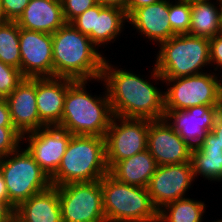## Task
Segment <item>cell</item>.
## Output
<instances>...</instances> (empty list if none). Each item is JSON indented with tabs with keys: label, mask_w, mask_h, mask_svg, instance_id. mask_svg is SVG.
I'll list each match as a JSON object with an SVG mask.
<instances>
[{
	"label": "cell",
	"mask_w": 222,
	"mask_h": 222,
	"mask_svg": "<svg viewBox=\"0 0 222 222\" xmlns=\"http://www.w3.org/2000/svg\"><path fill=\"white\" fill-rule=\"evenodd\" d=\"M66 23H71L87 9L97 5V0H61Z\"/></svg>",
	"instance_id": "f546056e"
},
{
	"label": "cell",
	"mask_w": 222,
	"mask_h": 222,
	"mask_svg": "<svg viewBox=\"0 0 222 222\" xmlns=\"http://www.w3.org/2000/svg\"><path fill=\"white\" fill-rule=\"evenodd\" d=\"M71 137L69 131L58 126H46L23 134L22 145L51 178L60 165Z\"/></svg>",
	"instance_id": "7c38bea8"
},
{
	"label": "cell",
	"mask_w": 222,
	"mask_h": 222,
	"mask_svg": "<svg viewBox=\"0 0 222 222\" xmlns=\"http://www.w3.org/2000/svg\"><path fill=\"white\" fill-rule=\"evenodd\" d=\"M164 110L222 106V76L212 70L179 78H163ZM166 90V91H165Z\"/></svg>",
	"instance_id": "ba28073f"
},
{
	"label": "cell",
	"mask_w": 222,
	"mask_h": 222,
	"mask_svg": "<svg viewBox=\"0 0 222 222\" xmlns=\"http://www.w3.org/2000/svg\"><path fill=\"white\" fill-rule=\"evenodd\" d=\"M127 19L132 30L155 46L176 35L169 22V0L135 9Z\"/></svg>",
	"instance_id": "e0dca14e"
},
{
	"label": "cell",
	"mask_w": 222,
	"mask_h": 222,
	"mask_svg": "<svg viewBox=\"0 0 222 222\" xmlns=\"http://www.w3.org/2000/svg\"><path fill=\"white\" fill-rule=\"evenodd\" d=\"M90 82L102 83L104 91L92 95L93 93L89 91ZM113 116L110 100L101 78L94 82L75 80L67 89L62 119L57 126L72 135L105 137Z\"/></svg>",
	"instance_id": "3957f363"
},
{
	"label": "cell",
	"mask_w": 222,
	"mask_h": 222,
	"mask_svg": "<svg viewBox=\"0 0 222 222\" xmlns=\"http://www.w3.org/2000/svg\"><path fill=\"white\" fill-rule=\"evenodd\" d=\"M191 0H169V22L176 34H188L190 28Z\"/></svg>",
	"instance_id": "4316f807"
},
{
	"label": "cell",
	"mask_w": 222,
	"mask_h": 222,
	"mask_svg": "<svg viewBox=\"0 0 222 222\" xmlns=\"http://www.w3.org/2000/svg\"><path fill=\"white\" fill-rule=\"evenodd\" d=\"M0 127H14L6 99H0Z\"/></svg>",
	"instance_id": "d6a6232c"
},
{
	"label": "cell",
	"mask_w": 222,
	"mask_h": 222,
	"mask_svg": "<svg viewBox=\"0 0 222 222\" xmlns=\"http://www.w3.org/2000/svg\"><path fill=\"white\" fill-rule=\"evenodd\" d=\"M71 24L100 49L113 44L128 25L125 11L97 4L76 17ZM127 24V25H126ZM126 26V27H125ZM109 44V45H108Z\"/></svg>",
	"instance_id": "8fae6325"
},
{
	"label": "cell",
	"mask_w": 222,
	"mask_h": 222,
	"mask_svg": "<svg viewBox=\"0 0 222 222\" xmlns=\"http://www.w3.org/2000/svg\"><path fill=\"white\" fill-rule=\"evenodd\" d=\"M101 187L106 222H158L147 188L124 184L109 173Z\"/></svg>",
	"instance_id": "8992f818"
},
{
	"label": "cell",
	"mask_w": 222,
	"mask_h": 222,
	"mask_svg": "<svg viewBox=\"0 0 222 222\" xmlns=\"http://www.w3.org/2000/svg\"><path fill=\"white\" fill-rule=\"evenodd\" d=\"M129 0H97L98 4L107 7H116L125 11L127 15V5Z\"/></svg>",
	"instance_id": "e575fe53"
},
{
	"label": "cell",
	"mask_w": 222,
	"mask_h": 222,
	"mask_svg": "<svg viewBox=\"0 0 222 222\" xmlns=\"http://www.w3.org/2000/svg\"><path fill=\"white\" fill-rule=\"evenodd\" d=\"M7 20L2 10L1 1H0V24L5 23Z\"/></svg>",
	"instance_id": "f35d334b"
},
{
	"label": "cell",
	"mask_w": 222,
	"mask_h": 222,
	"mask_svg": "<svg viewBox=\"0 0 222 222\" xmlns=\"http://www.w3.org/2000/svg\"><path fill=\"white\" fill-rule=\"evenodd\" d=\"M157 166L154 157L146 149L143 152L118 161L109 170V174L124 184L147 188Z\"/></svg>",
	"instance_id": "603a6c76"
},
{
	"label": "cell",
	"mask_w": 222,
	"mask_h": 222,
	"mask_svg": "<svg viewBox=\"0 0 222 222\" xmlns=\"http://www.w3.org/2000/svg\"><path fill=\"white\" fill-rule=\"evenodd\" d=\"M0 172L6 183L9 208L13 212L19 204L51 186L49 176L23 145L0 158Z\"/></svg>",
	"instance_id": "52a82bcc"
},
{
	"label": "cell",
	"mask_w": 222,
	"mask_h": 222,
	"mask_svg": "<svg viewBox=\"0 0 222 222\" xmlns=\"http://www.w3.org/2000/svg\"><path fill=\"white\" fill-rule=\"evenodd\" d=\"M74 81L64 77L36 78L38 114L46 126H57L61 122L66 92Z\"/></svg>",
	"instance_id": "d6986e66"
},
{
	"label": "cell",
	"mask_w": 222,
	"mask_h": 222,
	"mask_svg": "<svg viewBox=\"0 0 222 222\" xmlns=\"http://www.w3.org/2000/svg\"><path fill=\"white\" fill-rule=\"evenodd\" d=\"M195 178L190 162L157 166L147 186L154 207L159 210L164 205L188 197Z\"/></svg>",
	"instance_id": "4fadbf2b"
},
{
	"label": "cell",
	"mask_w": 222,
	"mask_h": 222,
	"mask_svg": "<svg viewBox=\"0 0 222 222\" xmlns=\"http://www.w3.org/2000/svg\"><path fill=\"white\" fill-rule=\"evenodd\" d=\"M14 128L21 134L46 127L40 120L36 104V78H24L5 98Z\"/></svg>",
	"instance_id": "ac0fdd59"
},
{
	"label": "cell",
	"mask_w": 222,
	"mask_h": 222,
	"mask_svg": "<svg viewBox=\"0 0 222 222\" xmlns=\"http://www.w3.org/2000/svg\"><path fill=\"white\" fill-rule=\"evenodd\" d=\"M209 53L211 70L222 76V32L209 39Z\"/></svg>",
	"instance_id": "4dcf8cb0"
},
{
	"label": "cell",
	"mask_w": 222,
	"mask_h": 222,
	"mask_svg": "<svg viewBox=\"0 0 222 222\" xmlns=\"http://www.w3.org/2000/svg\"><path fill=\"white\" fill-rule=\"evenodd\" d=\"M111 62L105 59L101 79L105 85L113 115L149 120L163 119L165 114L162 86L164 79L154 64L149 71L151 74L145 77V75H140V72L121 68V65ZM157 85L162 86V89Z\"/></svg>",
	"instance_id": "6da1fadb"
},
{
	"label": "cell",
	"mask_w": 222,
	"mask_h": 222,
	"mask_svg": "<svg viewBox=\"0 0 222 222\" xmlns=\"http://www.w3.org/2000/svg\"><path fill=\"white\" fill-rule=\"evenodd\" d=\"M190 161L195 181L200 176L208 183L222 182V148L212 132L206 134L198 147L192 148Z\"/></svg>",
	"instance_id": "7402d4cb"
},
{
	"label": "cell",
	"mask_w": 222,
	"mask_h": 222,
	"mask_svg": "<svg viewBox=\"0 0 222 222\" xmlns=\"http://www.w3.org/2000/svg\"><path fill=\"white\" fill-rule=\"evenodd\" d=\"M0 201H3L9 207L8 191L1 172H0Z\"/></svg>",
	"instance_id": "74e56055"
},
{
	"label": "cell",
	"mask_w": 222,
	"mask_h": 222,
	"mask_svg": "<svg viewBox=\"0 0 222 222\" xmlns=\"http://www.w3.org/2000/svg\"><path fill=\"white\" fill-rule=\"evenodd\" d=\"M148 130L149 119L113 116L105 135L108 169L118 161L145 151Z\"/></svg>",
	"instance_id": "30bf717a"
},
{
	"label": "cell",
	"mask_w": 222,
	"mask_h": 222,
	"mask_svg": "<svg viewBox=\"0 0 222 222\" xmlns=\"http://www.w3.org/2000/svg\"><path fill=\"white\" fill-rule=\"evenodd\" d=\"M190 18L189 35L210 39L222 32L217 0H191Z\"/></svg>",
	"instance_id": "cb8c5ba5"
},
{
	"label": "cell",
	"mask_w": 222,
	"mask_h": 222,
	"mask_svg": "<svg viewBox=\"0 0 222 222\" xmlns=\"http://www.w3.org/2000/svg\"><path fill=\"white\" fill-rule=\"evenodd\" d=\"M62 222H106L101 180L57 186Z\"/></svg>",
	"instance_id": "9c48e42d"
},
{
	"label": "cell",
	"mask_w": 222,
	"mask_h": 222,
	"mask_svg": "<svg viewBox=\"0 0 222 222\" xmlns=\"http://www.w3.org/2000/svg\"><path fill=\"white\" fill-rule=\"evenodd\" d=\"M206 222H207V221H206ZM211 222H222V219H219V218H218V220H217V219L214 220V221L212 220Z\"/></svg>",
	"instance_id": "60d3db41"
},
{
	"label": "cell",
	"mask_w": 222,
	"mask_h": 222,
	"mask_svg": "<svg viewBox=\"0 0 222 222\" xmlns=\"http://www.w3.org/2000/svg\"><path fill=\"white\" fill-rule=\"evenodd\" d=\"M22 145V135L14 127H0V158Z\"/></svg>",
	"instance_id": "f1b7e54d"
},
{
	"label": "cell",
	"mask_w": 222,
	"mask_h": 222,
	"mask_svg": "<svg viewBox=\"0 0 222 222\" xmlns=\"http://www.w3.org/2000/svg\"><path fill=\"white\" fill-rule=\"evenodd\" d=\"M23 79L20 69L0 61V99L8 97Z\"/></svg>",
	"instance_id": "83f0119b"
},
{
	"label": "cell",
	"mask_w": 222,
	"mask_h": 222,
	"mask_svg": "<svg viewBox=\"0 0 222 222\" xmlns=\"http://www.w3.org/2000/svg\"><path fill=\"white\" fill-rule=\"evenodd\" d=\"M147 150L158 166L190 162L192 148L163 118L149 120Z\"/></svg>",
	"instance_id": "9a60e30c"
},
{
	"label": "cell",
	"mask_w": 222,
	"mask_h": 222,
	"mask_svg": "<svg viewBox=\"0 0 222 222\" xmlns=\"http://www.w3.org/2000/svg\"><path fill=\"white\" fill-rule=\"evenodd\" d=\"M53 77L94 81L101 78L104 51L71 23L52 34ZM103 53V54H102Z\"/></svg>",
	"instance_id": "7a4b0ae2"
},
{
	"label": "cell",
	"mask_w": 222,
	"mask_h": 222,
	"mask_svg": "<svg viewBox=\"0 0 222 222\" xmlns=\"http://www.w3.org/2000/svg\"><path fill=\"white\" fill-rule=\"evenodd\" d=\"M207 204L188 197L164 205L158 210V222H203Z\"/></svg>",
	"instance_id": "d4e9b609"
},
{
	"label": "cell",
	"mask_w": 222,
	"mask_h": 222,
	"mask_svg": "<svg viewBox=\"0 0 222 222\" xmlns=\"http://www.w3.org/2000/svg\"><path fill=\"white\" fill-rule=\"evenodd\" d=\"M220 4V18H221V30H222V0L219 2Z\"/></svg>",
	"instance_id": "ab89813d"
},
{
	"label": "cell",
	"mask_w": 222,
	"mask_h": 222,
	"mask_svg": "<svg viewBox=\"0 0 222 222\" xmlns=\"http://www.w3.org/2000/svg\"><path fill=\"white\" fill-rule=\"evenodd\" d=\"M14 212L3 202L0 201V222H11Z\"/></svg>",
	"instance_id": "8d00e7d4"
},
{
	"label": "cell",
	"mask_w": 222,
	"mask_h": 222,
	"mask_svg": "<svg viewBox=\"0 0 222 222\" xmlns=\"http://www.w3.org/2000/svg\"><path fill=\"white\" fill-rule=\"evenodd\" d=\"M211 132L217 137V144L220 148H222V110L216 117L215 124Z\"/></svg>",
	"instance_id": "d590c367"
},
{
	"label": "cell",
	"mask_w": 222,
	"mask_h": 222,
	"mask_svg": "<svg viewBox=\"0 0 222 222\" xmlns=\"http://www.w3.org/2000/svg\"><path fill=\"white\" fill-rule=\"evenodd\" d=\"M157 47L153 64L162 78L187 77L211 70L208 38L179 34Z\"/></svg>",
	"instance_id": "5b68a950"
},
{
	"label": "cell",
	"mask_w": 222,
	"mask_h": 222,
	"mask_svg": "<svg viewBox=\"0 0 222 222\" xmlns=\"http://www.w3.org/2000/svg\"><path fill=\"white\" fill-rule=\"evenodd\" d=\"M109 169L106 163L105 137L72 135L52 186L101 180Z\"/></svg>",
	"instance_id": "277c9868"
},
{
	"label": "cell",
	"mask_w": 222,
	"mask_h": 222,
	"mask_svg": "<svg viewBox=\"0 0 222 222\" xmlns=\"http://www.w3.org/2000/svg\"><path fill=\"white\" fill-rule=\"evenodd\" d=\"M16 23L22 29L53 34L66 24L61 0H30Z\"/></svg>",
	"instance_id": "ffe728a7"
},
{
	"label": "cell",
	"mask_w": 222,
	"mask_h": 222,
	"mask_svg": "<svg viewBox=\"0 0 222 222\" xmlns=\"http://www.w3.org/2000/svg\"><path fill=\"white\" fill-rule=\"evenodd\" d=\"M222 106H194L187 110H165L164 119L191 147L200 145L211 132Z\"/></svg>",
	"instance_id": "2e32d148"
},
{
	"label": "cell",
	"mask_w": 222,
	"mask_h": 222,
	"mask_svg": "<svg viewBox=\"0 0 222 222\" xmlns=\"http://www.w3.org/2000/svg\"><path fill=\"white\" fill-rule=\"evenodd\" d=\"M13 219L16 222H62L57 186L51 185L19 204Z\"/></svg>",
	"instance_id": "44dd1931"
},
{
	"label": "cell",
	"mask_w": 222,
	"mask_h": 222,
	"mask_svg": "<svg viewBox=\"0 0 222 222\" xmlns=\"http://www.w3.org/2000/svg\"><path fill=\"white\" fill-rule=\"evenodd\" d=\"M24 78L53 77L52 34L19 28Z\"/></svg>",
	"instance_id": "5bb4252c"
},
{
	"label": "cell",
	"mask_w": 222,
	"mask_h": 222,
	"mask_svg": "<svg viewBox=\"0 0 222 222\" xmlns=\"http://www.w3.org/2000/svg\"><path fill=\"white\" fill-rule=\"evenodd\" d=\"M0 61L21 71L19 26L16 21L0 24Z\"/></svg>",
	"instance_id": "484cf974"
},
{
	"label": "cell",
	"mask_w": 222,
	"mask_h": 222,
	"mask_svg": "<svg viewBox=\"0 0 222 222\" xmlns=\"http://www.w3.org/2000/svg\"><path fill=\"white\" fill-rule=\"evenodd\" d=\"M161 0H129L127 5V17L135 10L150 4L157 3Z\"/></svg>",
	"instance_id": "836d02e7"
},
{
	"label": "cell",
	"mask_w": 222,
	"mask_h": 222,
	"mask_svg": "<svg viewBox=\"0 0 222 222\" xmlns=\"http://www.w3.org/2000/svg\"><path fill=\"white\" fill-rule=\"evenodd\" d=\"M7 21H17L30 0H0Z\"/></svg>",
	"instance_id": "1f68e13d"
}]
</instances>
